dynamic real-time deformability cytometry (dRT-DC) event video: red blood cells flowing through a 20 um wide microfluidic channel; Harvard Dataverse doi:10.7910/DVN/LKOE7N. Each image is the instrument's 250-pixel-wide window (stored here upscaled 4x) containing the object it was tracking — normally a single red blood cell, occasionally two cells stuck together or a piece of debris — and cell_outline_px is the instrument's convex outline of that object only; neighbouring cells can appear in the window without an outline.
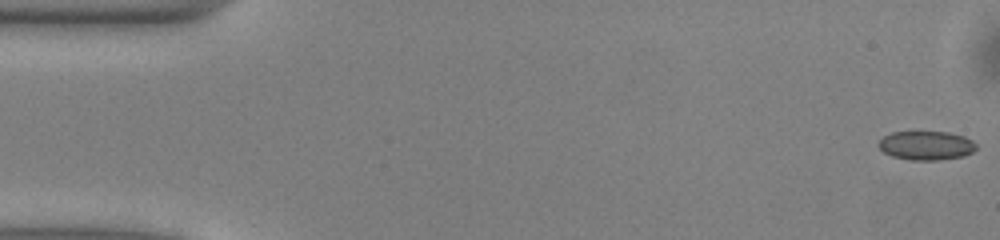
{"species": "common noctule bat (a hibernating species)", "species_latin": "Nyctalus noctula", "temperature_condition": "warm", "stored_images_in_passage": 51, "camera_frame_rate_fps": 3000, "um_per_image_px": 0.085, "animal": {"sex": "male", "body_mass_g": 13.0, "forearm_length_mm": 53.1}, "frame": {"image": 1, "passage_image": 1, "time_ms": 0.0, "image_size_px": [1000, 240], "cell_outline_px": [[976, 148], [972, 152], [964, 156], [940, 160], [908, 160], [892, 156], [884, 152], [876, 144], [884, 136], [892, 132], [948, 132], [964, 136], [972, 140], [976, 144]], "centroid_in_image_um": [78.73, 12.37], "position_along_channel_um": 6.3, "area_um2": 16.53}}
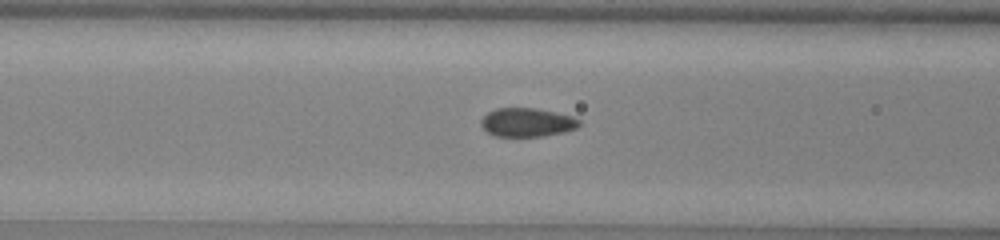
{"frame": {"image": 2, "passage_image": 20, "time_ms": 6.333, "image_size_px": [1000, 240], "cell_outline_px": [[580, 124], [576, 128], [564, 132], [544, 136], [496, 136], [488, 132], [480, 124], [480, 120], [488, 112], [496, 108], [536, 108], [572, 116], [580, 120]], "centroid_in_image_um": [44.8, 10.4], "position_along_channel_um": 121.8, "area_um2": 16.36}}
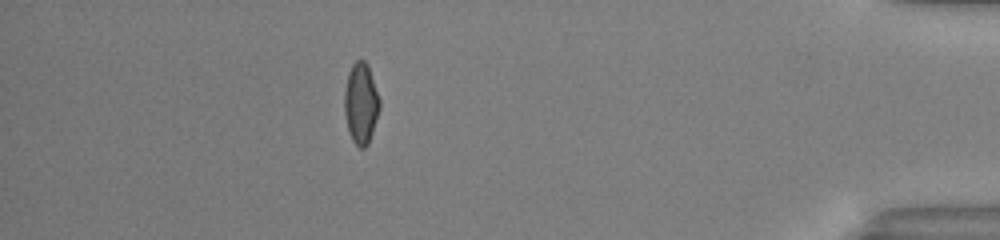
{"frame": {"image": 3, "passage_image": 45, "time_ms": 14.667, "image_size_px": [1000, 240], "cell_outline_px": [[380, 108], [368, 144], [364, 148], [360, 148], [352, 140], [348, 132], [344, 112], [344, 92], [348, 72], [352, 64], [356, 60], [364, 60], [368, 64], [380, 100]], "centroid_in_image_um": [30.66, 8.77], "position_along_channel_um": 404.5, "area_um2": 16.7}, "authors_computed_cell_mechanics": {"area_um2": 16.7042, "velocity_mm_per_s": 4.0392, "shape_relaxation_time_tau1_ms": 6.4927, "shape_relaxation_time_tau2_ms": 0.777, "deformation_change_tau1": 0.1229, "deformation_change_tau2": 0.0369}}